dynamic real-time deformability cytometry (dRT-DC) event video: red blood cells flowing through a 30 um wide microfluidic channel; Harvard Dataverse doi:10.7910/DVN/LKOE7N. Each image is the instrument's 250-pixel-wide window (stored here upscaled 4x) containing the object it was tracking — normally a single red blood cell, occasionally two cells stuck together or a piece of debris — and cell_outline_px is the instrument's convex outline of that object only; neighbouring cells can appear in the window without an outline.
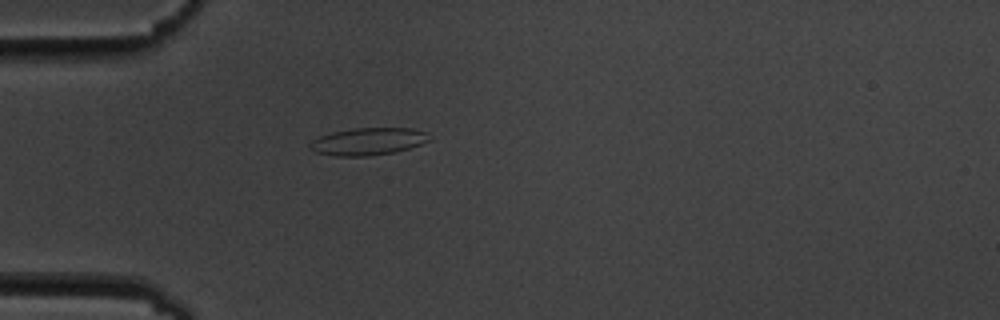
{"species": "common noctule bat (a hibernating species)", "species_latin": "Nyctalus noctula", "temperature_condition": "cold", "stored_images_in_passage": 1, "camera_frame_rate_fps": 3000, "um_per_image_px": 0.085, "animal": {"sex": "male", "body_mass_g": 19.5, "forearm_length_mm": 54.6}, "frame": {"image": 1, "passage_image": 1, "time_ms": 0.0, "image_size_px": [1000, 320], "cell_outline_px": [[432, 140], [396, 152], [368, 156], [332, 156], [316, 152], [308, 148], [308, 144], [312, 140], [320, 136], [332, 132], [352, 128], [412, 128], [424, 132]], "centroid_in_image_um": [31.24, 12.03], "position_along_channel_um": 53.8, "area_um2": 19.07}}